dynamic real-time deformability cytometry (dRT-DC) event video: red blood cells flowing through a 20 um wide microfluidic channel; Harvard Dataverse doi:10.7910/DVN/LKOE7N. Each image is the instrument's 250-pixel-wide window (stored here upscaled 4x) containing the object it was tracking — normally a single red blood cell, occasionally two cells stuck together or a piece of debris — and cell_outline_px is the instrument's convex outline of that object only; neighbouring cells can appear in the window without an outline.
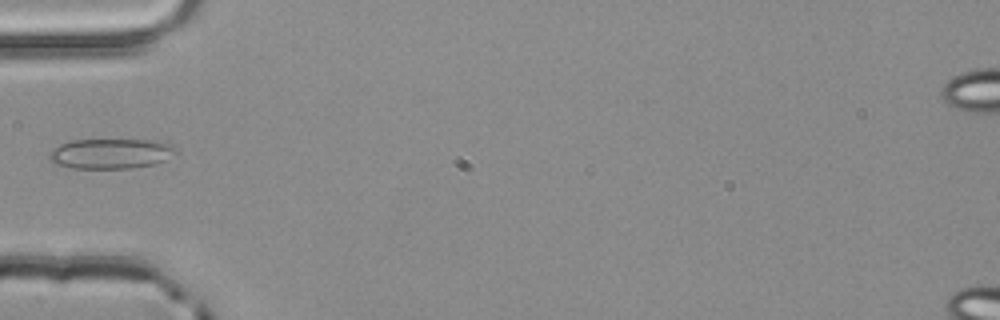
{"species": "common noctule bat (a hibernating species)", "species_latin": "Nyctalus noctula", "temperature_condition": "room temperature", "stored_images_in_passage": 2, "camera_frame_rate_fps": 3000, "um_per_image_px": 0.085, "animal": {"sex": "male", "body_mass_g": 20.4}, "frame": {"image": 1, "passage_image": 2, "time_ms": 0.333, "image_size_px": [1000, 320], "cell_outline_px": [[176, 152], [164, 160], [156, 164], [132, 168], [72, 168], [56, 164], [48, 160], [48, 156], [52, 148], [60, 144], [72, 140], [148, 140], [172, 144], [176, 148]], "centroid_in_image_um": [9.38, 13.06], "position_along_channel_um": 75.6, "area_um2": 22.2}}